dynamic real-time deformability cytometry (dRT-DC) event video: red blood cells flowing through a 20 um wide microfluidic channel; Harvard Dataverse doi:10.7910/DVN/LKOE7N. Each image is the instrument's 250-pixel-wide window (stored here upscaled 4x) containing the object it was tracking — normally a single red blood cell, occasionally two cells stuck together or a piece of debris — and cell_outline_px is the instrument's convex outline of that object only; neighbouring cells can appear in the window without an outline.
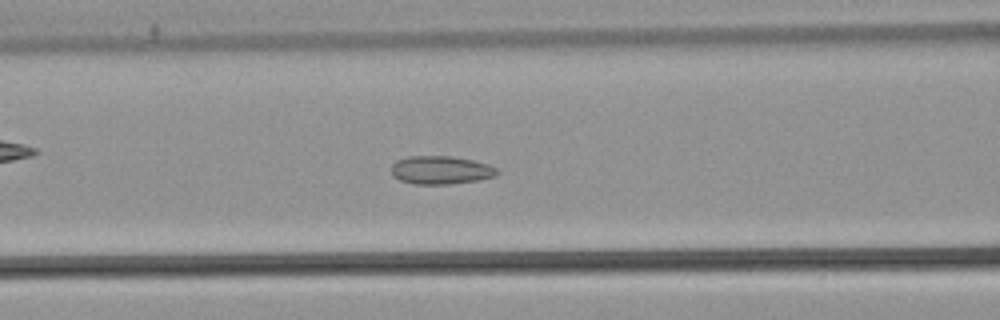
{"species": "common noctule bat (a hibernating species)", "species_latin": "Nyctalus noctula", "temperature_condition": "warm", "stored_images_in_passage": 47, "camera_frame_rate_fps": 3000, "um_per_image_px": 0.085, "animal": {"sex": "male", "body_mass_g": 21.5, "forearm_length_mm": 52.0}, "frame": {"image": 1, "passage_image": 16, "time_ms": 5.0, "image_size_px": [1000, 320], "cell_outline_px": [[500, 172], [496, 176], [480, 180], [448, 184], [416, 184], [400, 180], [392, 176], [392, 164], [396, 160], [408, 156], [452, 156], [472, 160], [488, 164], [496, 168]], "centroid_in_image_um": [37.48, 14.45], "position_along_channel_um": 129.1, "area_um2": 17.51}}
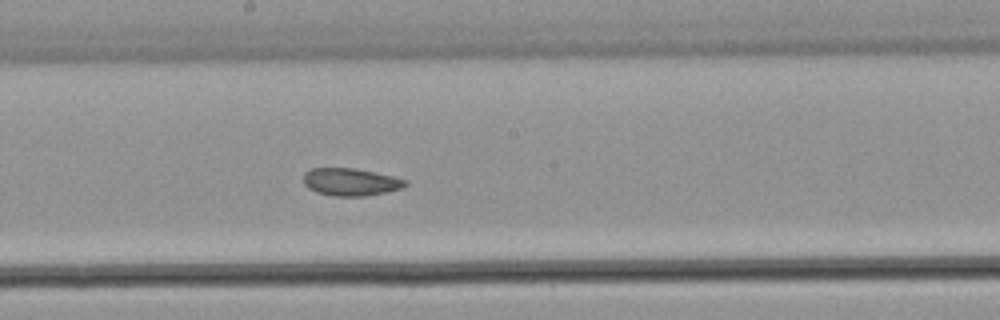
{"frame": {"image": 2, "passage_image": 23, "time_ms": 7.333, "image_size_px": [1000, 320], "cell_outline_px": [[408, 184], [404, 188], [364, 196], [332, 196], [316, 192], [308, 188], [304, 184], [304, 172], [312, 168], [356, 168], [392, 176], [408, 180]], "centroid_in_image_um": [29.81, 15.46], "position_along_channel_um": 218.4, "area_um2": 16.42}}
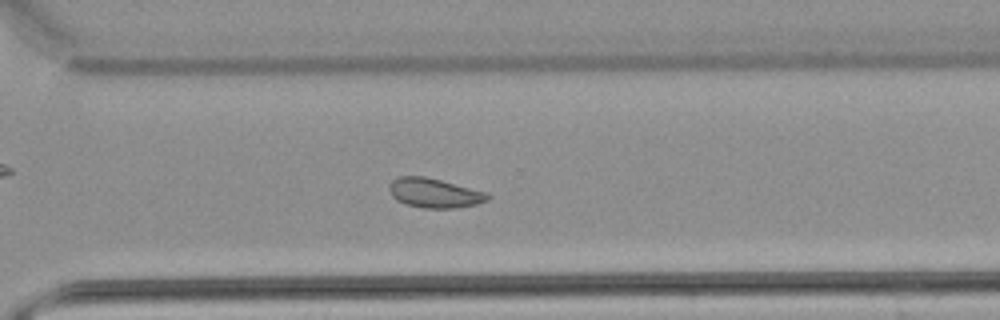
{"frame": {"image": 3, "passage_image": 32, "time_ms": 10.333, "image_size_px": [1000, 320], "cell_outline_px": [[492, 196], [488, 200], [476, 204], [456, 208], [424, 208], [404, 204], [396, 200], [392, 196], [388, 188], [392, 180], [400, 176], [424, 176], [488, 192]], "centroid_in_image_um": [36.93, 16.41], "position_along_channel_um": 333.7, "area_um2": 16.99}, "authors_computed_cell_mechanics": {"area_um2": 17.8024, "velocity_mm_per_s": 3.8386, "shape_relaxation_time_tau1_ms": null, "shape_relaxation_time_tau2_ms": 3.1608, "deformation_change_tau1": null, "deformation_change_tau2": 0.0582}}